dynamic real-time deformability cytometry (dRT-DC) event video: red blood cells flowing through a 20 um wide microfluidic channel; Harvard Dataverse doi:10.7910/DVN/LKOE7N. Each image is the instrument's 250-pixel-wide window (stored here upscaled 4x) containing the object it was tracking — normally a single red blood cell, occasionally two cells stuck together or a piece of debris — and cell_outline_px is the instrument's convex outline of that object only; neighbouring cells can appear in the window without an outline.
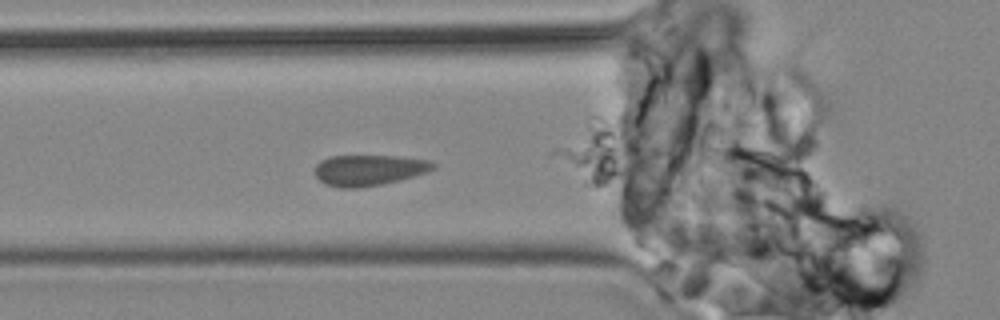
{"species": "common noctule bat (a hibernating species)", "species_latin": "Nyctalus noctula", "temperature_condition": "cold", "stored_images_in_passage": 2, "camera_frame_rate_fps": 3000, "um_per_image_px": 0.085, "animal": {"sex": "male", "body_mass_g": 19.2, "forearm_length_mm": 51.8}, "frame": {"image": 1, "passage_image": 2, "time_ms": 1.0, "image_size_px": [1000, 320], "cell_outline_px": [[436, 168], [428, 172], [384, 184], [360, 188], [340, 188], [324, 184], [316, 176], [316, 164], [320, 160], [332, 156], [396, 156], [428, 160], [436, 164]], "centroid_in_image_um": [31.36, 14.47], "position_along_channel_um": 94.4, "area_um2": 21.33}}